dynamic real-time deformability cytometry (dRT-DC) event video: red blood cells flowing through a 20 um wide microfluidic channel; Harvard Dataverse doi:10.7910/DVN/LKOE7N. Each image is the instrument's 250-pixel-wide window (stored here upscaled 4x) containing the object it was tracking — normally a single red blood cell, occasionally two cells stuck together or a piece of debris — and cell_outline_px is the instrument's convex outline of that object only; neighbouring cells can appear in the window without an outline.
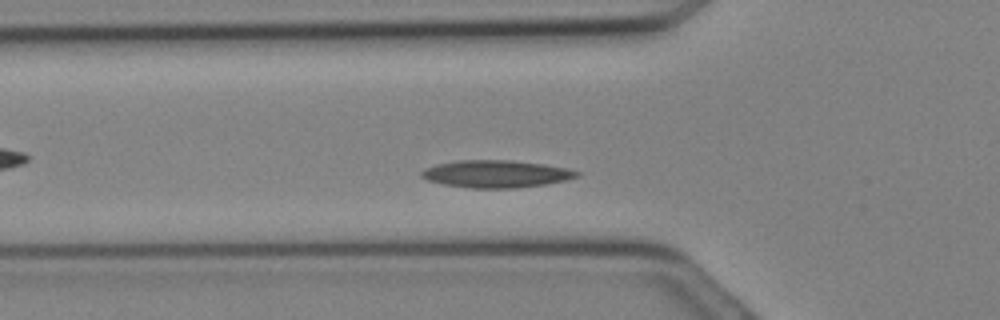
{"species": "Egyptian fruit bat (a non-hibernating species)", "species_latin": "Rousettus aegyptiacus", "temperature_condition": "cold", "stored_images_in_passage": 24, "camera_frame_rate_fps": 3000, "um_per_image_px": 0.085, "animal": {"sex": "female"}, "frame": {"image": 1, "passage_image": 6, "time_ms": 1.667, "image_size_px": [1000, 320], "cell_outline_px": [[580, 176], [564, 180], [544, 184], [516, 188], [472, 188], [444, 184], [428, 180], [420, 176], [420, 172], [424, 168], [436, 164], [460, 160], [508, 160], [540, 164], [564, 168], [580, 172]], "centroid_in_image_um": [42.11, 14.78], "position_along_channel_um": 83.7, "area_um2": 24.45}}
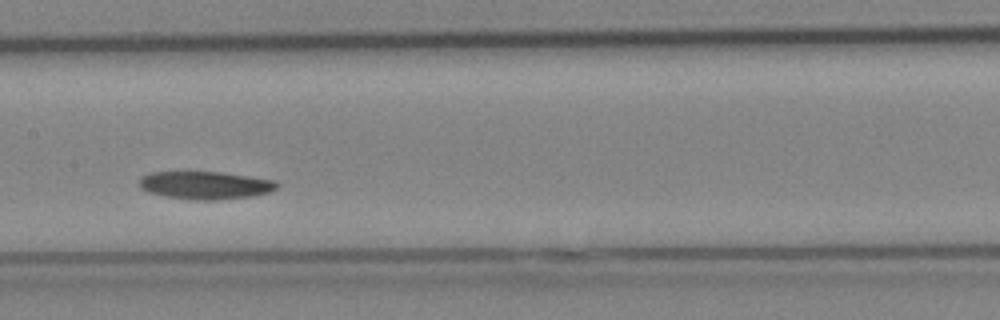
{"frame": {"image": 2, "passage_image": 11, "time_ms": 3.333, "image_size_px": [1000, 320], "cell_outline_px": [[280, 184], [276, 188], [268, 192], [252, 196], [216, 200], [196, 200], [164, 196], [148, 192], [140, 188], [140, 176], [148, 172], [188, 168], [220, 172], [276, 180]], "centroid_in_image_um": [17.36, 15.69], "position_along_channel_um": 190.0, "area_um2": 23.41}}
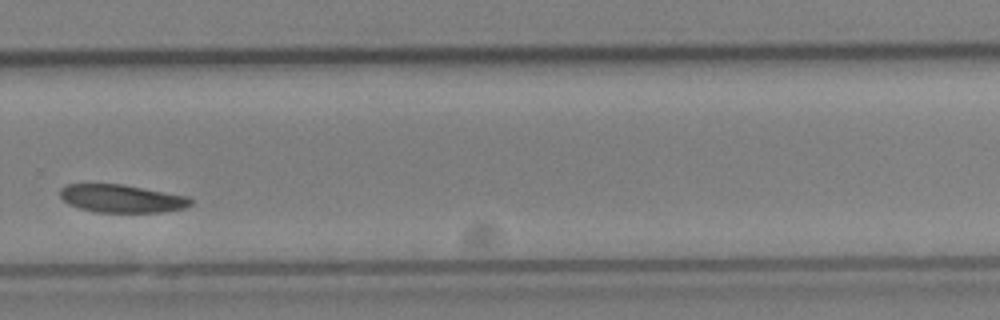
{"frame": {"image": 3, "passage_image": 17, "time_ms": 5.333, "image_size_px": [1000, 320], "cell_outline_px": [[192, 204], [184, 208], [164, 212], [96, 212], [80, 208], [68, 204], [60, 196], [60, 188], [68, 184], [120, 184], [188, 196], [192, 200]], "centroid_in_image_um": [10.34, 16.88], "position_along_channel_um": 319.5, "area_um2": 21.15}}